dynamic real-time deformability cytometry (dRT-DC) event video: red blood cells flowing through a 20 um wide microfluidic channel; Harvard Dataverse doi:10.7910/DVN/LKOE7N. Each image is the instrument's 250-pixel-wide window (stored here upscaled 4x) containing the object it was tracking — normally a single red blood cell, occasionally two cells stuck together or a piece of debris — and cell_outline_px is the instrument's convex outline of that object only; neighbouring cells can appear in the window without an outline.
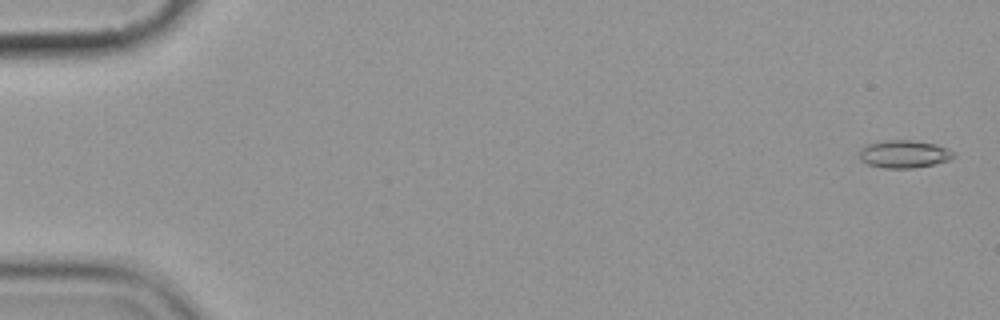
{"species": "common noctule bat (a hibernating species)", "species_latin": "Nyctalus noctula", "temperature_condition": "cold", "stored_images_in_passage": 9, "camera_frame_rate_fps": 3000, "um_per_image_px": 0.085, "animal": {"sex": "female", "body_mass_g": 19.9}, "frame": {"image": 1, "passage_image": 1, "time_ms": 0.0, "image_size_px": [1000, 320], "cell_outline_px": [[956, 156], [948, 160], [932, 164], [912, 168], [884, 168], [868, 164], [860, 160], [860, 148], [868, 144], [884, 140], [912, 140], [936, 144], [948, 148]], "centroid_in_image_um": [76.83, 13.08], "position_along_channel_um": 8.2, "area_um2": 15.14}}
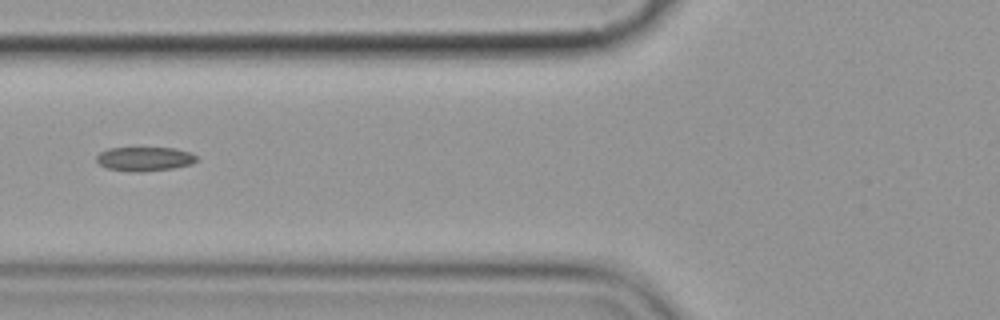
{"frame": {"image": 2, "passage_image": 7, "time_ms": 7.0, "image_size_px": [1000, 320], "cell_outline_px": [[200, 160], [192, 164], [172, 168], [140, 172], [128, 172], [108, 168], [100, 164], [96, 160], [96, 156], [100, 152], [108, 148], [176, 148], [188, 152], [196, 156]], "centroid_in_image_um": [12.3, 13.51], "position_along_channel_um": 113.5, "area_um2": 14.1}}
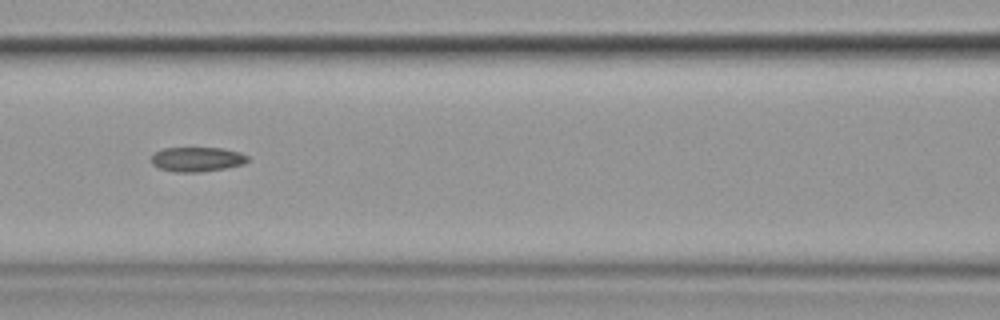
{"frame": {"image": 3, "passage_image": 8, "time_ms": 8.0, "image_size_px": [1000, 320], "cell_outline_px": [[248, 160], [244, 164], [224, 168], [200, 172], [176, 172], [160, 168], [152, 164], [152, 152], [160, 148], [224, 148], [240, 152], [248, 156]], "centroid_in_image_um": [16.73, 13.53], "position_along_channel_um": 149.9, "area_um2": 13.87}}